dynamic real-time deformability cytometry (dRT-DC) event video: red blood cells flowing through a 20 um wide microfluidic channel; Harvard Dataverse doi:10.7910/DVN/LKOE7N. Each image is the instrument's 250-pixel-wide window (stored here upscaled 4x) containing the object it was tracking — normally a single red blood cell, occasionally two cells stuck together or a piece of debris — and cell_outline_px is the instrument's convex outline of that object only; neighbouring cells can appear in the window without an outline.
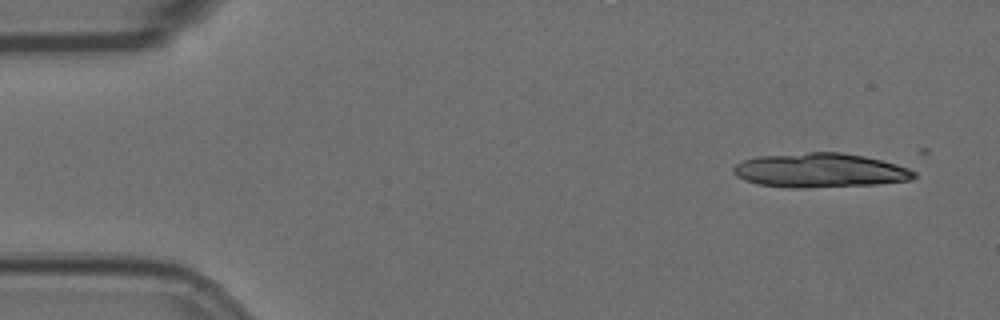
{"species": "Egyptian fruit bat (a non-hibernating species)", "species_latin": "Rousettus aegyptiacus", "temperature_condition": "room temperature", "stored_images_in_passage": 2, "camera_frame_rate_fps": 3000, "um_per_image_px": 0.085, "animal": {"sex": "female"}, "frame": {"image": 1, "passage_image": 1, "time_ms": 0.0, "image_size_px": [1000, 320], "cell_outline_px": [[916, 176], [912, 180], [876, 184], [808, 188], [788, 188], [756, 184], [744, 180], [736, 176], [732, 172], [732, 168], [736, 164], [744, 160], [756, 156], [808, 152], [840, 152], [864, 156], [896, 164], [908, 168], [916, 172]], "centroid_in_image_um": [69.66, 14.49], "position_along_channel_um": 15.3, "area_um2": 36.36}}